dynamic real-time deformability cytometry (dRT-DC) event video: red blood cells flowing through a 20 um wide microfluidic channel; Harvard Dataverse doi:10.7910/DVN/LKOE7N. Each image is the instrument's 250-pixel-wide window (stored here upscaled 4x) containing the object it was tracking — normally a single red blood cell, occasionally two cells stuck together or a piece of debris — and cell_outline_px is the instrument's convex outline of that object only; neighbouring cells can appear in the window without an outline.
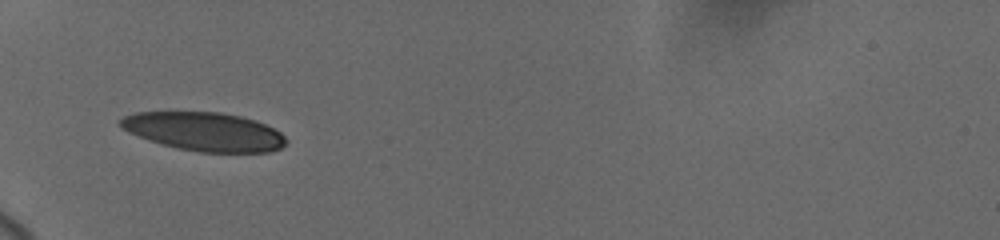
{"species": "human", "species_latin": "Homo sapiens", "temperature_condition": "cold", "stored_images_in_passage": 16, "camera_frame_rate_fps": 3000, "um_per_image_px": 0.085, "donor": {"sex": "female"}, "frame": {"image": 1, "passage_image": 1, "time_ms": 0.0, "image_size_px": [1000, 240], "cell_outline_px": [[288, 140], [280, 148], [268, 152], [200, 152], [176, 148], [148, 140], [128, 132], [120, 124], [120, 120], [124, 116], [136, 112], [220, 112], [240, 116], [256, 120], [280, 132]], "centroid_in_image_um": [17.37, 11.18], "position_along_channel_um": 67.6, "area_um2": 37.11}}
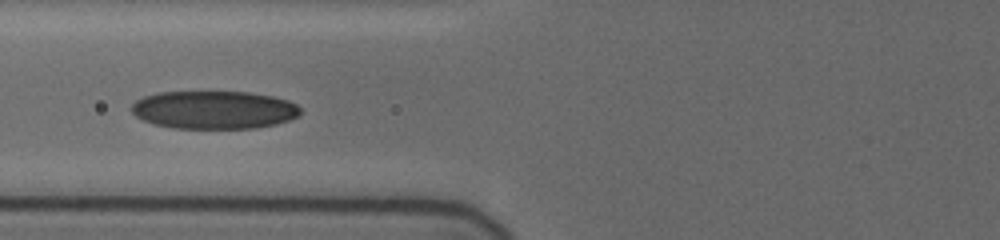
{"frame": {"image": 2, "passage_image": 12, "time_ms": 1.333, "image_size_px": [1000, 240], "cell_outline_px": [[300, 116], [276, 124], [256, 128], [172, 128], [156, 124], [144, 120], [136, 116], [132, 112], [132, 104], [136, 100], [144, 96], [160, 92], [248, 92], [272, 96], [288, 100], [296, 104], [300, 108]], "centroid_in_image_um": [18.21, 9.34], "position_along_channel_um": 107.6, "area_um2": 37.4}}